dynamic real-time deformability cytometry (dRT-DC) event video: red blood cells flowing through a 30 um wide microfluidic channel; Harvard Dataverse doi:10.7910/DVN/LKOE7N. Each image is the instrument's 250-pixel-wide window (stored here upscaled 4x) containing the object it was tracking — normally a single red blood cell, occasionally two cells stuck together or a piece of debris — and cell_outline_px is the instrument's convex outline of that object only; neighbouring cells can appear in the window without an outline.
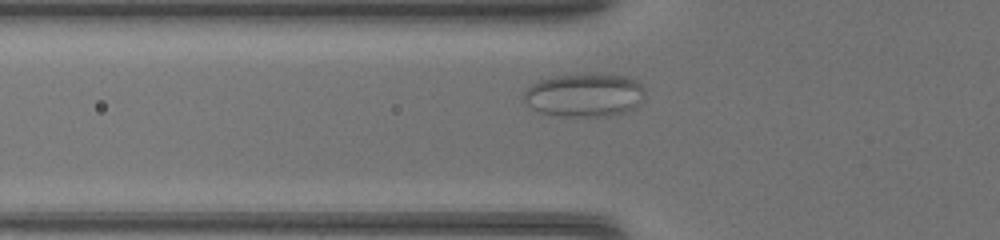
{"species": "common noctule bat (a hibernating species)", "species_latin": "Nyctalus noctula", "temperature_condition": "warm", "stored_images_in_passage": 29, "camera_frame_rate_fps": 3000, "um_per_image_px": 0.085, "animal": {"sex": "female", "body_mass_g": 17.0, "forearm_length_mm": 48.0}, "frame": {"image": 1, "passage_image": 2, "time_ms": 0.333, "image_size_px": [1000, 240], "cell_outline_px": [[644, 88], [636, 108], [624, 112], [608, 116], [560, 116], [540, 112], [532, 108], [524, 100], [524, 92], [536, 80], [556, 76], [588, 72], [596, 72], [628, 76], [636, 80]], "centroid_in_image_um": [49.67, 8.04], "position_along_channel_um": 76.1, "area_um2": 30.98}}
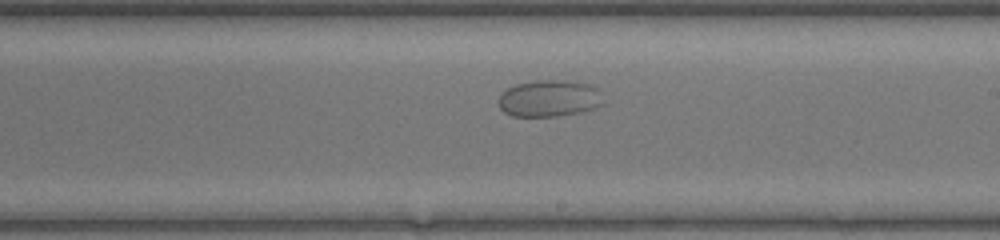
{"frame": {"image": 2, "passage_image": 14, "time_ms": 4.333, "image_size_px": [1000, 240], "cell_outline_px": [[604, 104], [580, 112], [556, 116], [512, 116], [504, 112], [500, 108], [500, 96], [508, 88], [516, 84], [544, 80], [564, 80], [588, 84], [596, 88]], "centroid_in_image_um": [46.68, 8.37], "position_along_channel_um": 242.3, "area_um2": 21.96}}
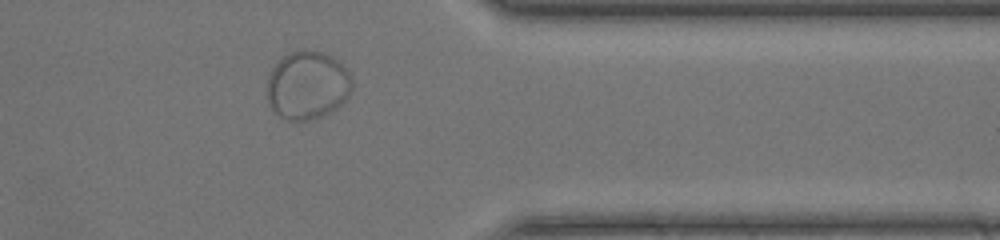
{"frame": {"image": 3, "passage_image": 25, "time_ms": 8.0, "image_size_px": [1000, 240], "cell_outline_px": [[352, 88], [348, 96], [332, 112], [308, 120], [288, 120], [280, 116], [268, 104], [268, 76], [272, 68], [288, 52], [304, 48], [320, 52], [332, 56], [352, 76]], "centroid_in_image_um": [26.13, 7.23], "position_along_channel_um": 385.3, "area_um2": 33.7}}